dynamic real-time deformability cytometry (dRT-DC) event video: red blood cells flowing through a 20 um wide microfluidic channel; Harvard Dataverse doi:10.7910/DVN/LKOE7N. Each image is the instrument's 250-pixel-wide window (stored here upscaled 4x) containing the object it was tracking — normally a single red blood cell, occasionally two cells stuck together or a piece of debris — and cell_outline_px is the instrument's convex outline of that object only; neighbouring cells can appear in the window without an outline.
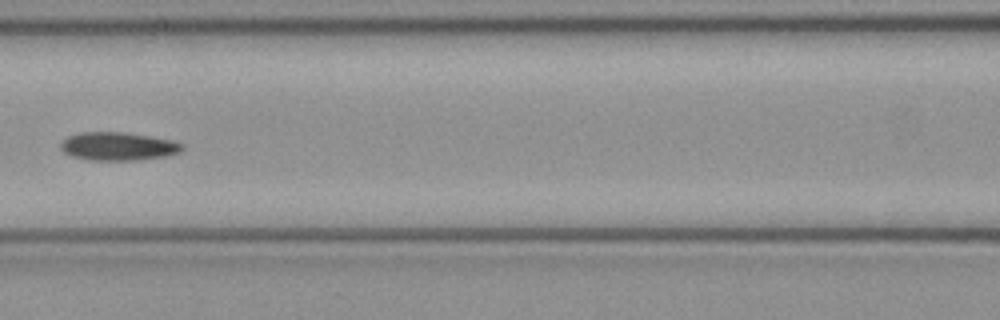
{"species": "common noctule bat (a hibernating species)", "species_latin": "Nyctalus noctula", "temperature_condition": "cold", "stored_images_in_passage": 6, "camera_frame_rate_fps": 3000, "um_per_image_px": 0.085, "animal": {"sex": "female", "body_mass_g": 21.9}, "frame": {"image": 1, "passage_image": 6, "time_ms": 1.667, "image_size_px": [1000, 320], "cell_outline_px": [[184, 148], [180, 152], [168, 156], [140, 160], [88, 160], [72, 156], [64, 152], [60, 148], [60, 144], [68, 136], [80, 132], [124, 132], [172, 140], [184, 144]], "centroid_in_image_um": [10.06, 12.44], "position_along_channel_um": 156.5, "area_um2": 20.11}}